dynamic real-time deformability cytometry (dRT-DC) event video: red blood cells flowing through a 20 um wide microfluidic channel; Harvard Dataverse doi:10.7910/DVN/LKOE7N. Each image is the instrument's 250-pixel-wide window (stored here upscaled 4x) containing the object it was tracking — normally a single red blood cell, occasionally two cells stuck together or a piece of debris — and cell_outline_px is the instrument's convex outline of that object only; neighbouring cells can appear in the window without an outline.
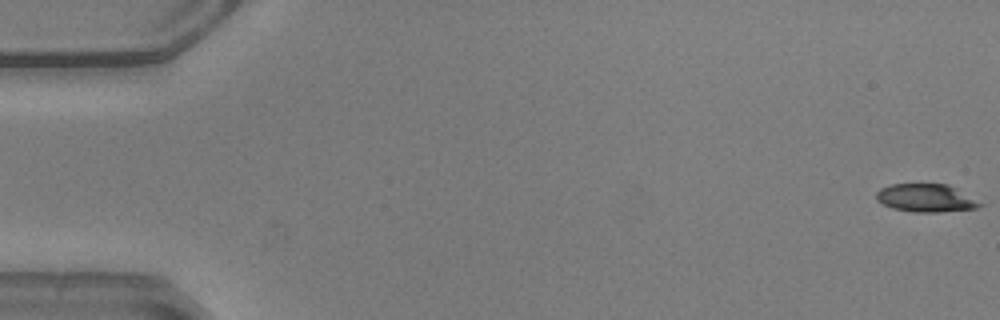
{"species": "common noctule bat (a hibernating species)", "species_latin": "Nyctalus noctula", "temperature_condition": "warm", "stored_images_in_passage": 53, "camera_frame_rate_fps": 3000, "um_per_image_px": 0.085, "animal": {"sex": "male", "body_mass_g": 20.5, "forearm_length_mm": 52.5}, "frame": {"image": 1, "passage_image": 1, "time_ms": 0.0, "image_size_px": [1000, 320], "cell_outline_px": [[984, 204], [976, 208], [940, 212], [912, 212], [892, 208], [876, 200], [876, 192], [880, 188], [892, 184], [948, 184]], "centroid_in_image_um": [78.67, 16.83], "position_along_channel_um": 6.3, "area_um2": 16.82}}
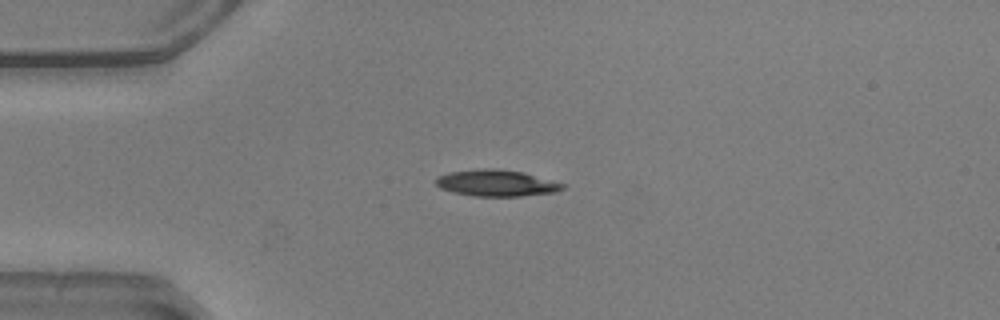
{"frame": {"image": 2, "passage_image": 14, "time_ms": 4.333, "image_size_px": [1000, 320], "cell_outline_px": [[564, 188], [556, 192], [520, 196], [472, 196], [452, 192], [440, 188], [436, 184], [436, 176], [448, 172], [484, 168], [496, 168], [524, 172], [564, 184]], "centroid_in_image_um": [42.16, 15.55], "position_along_channel_um": 42.8, "area_um2": 19.59}}
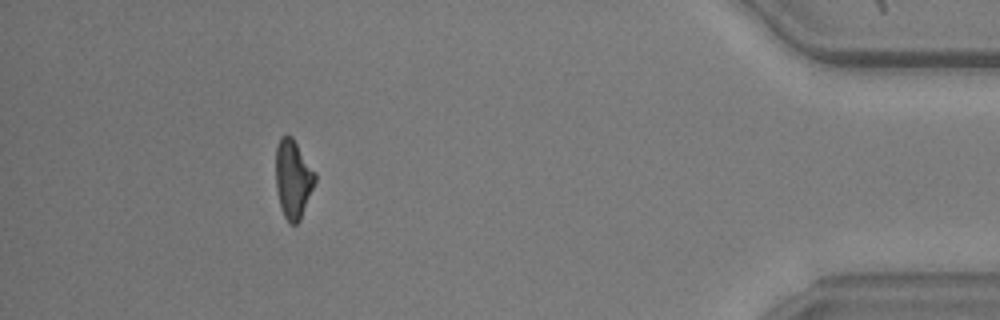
{"frame": {"image": 3, "passage_image": 48, "time_ms": 15.667, "image_size_px": [1000, 320], "cell_outline_px": [[316, 180], [300, 220], [296, 224], [292, 224], [284, 216], [280, 208], [276, 188], [276, 148], [280, 136], [292, 136], [316, 172]], "centroid_in_image_um": [24.91, 15.2], "position_along_channel_um": 410.3, "area_um2": 17.98}, "authors_computed_cell_mechanics": {"area_um2": 18.8428, "velocity_mm_per_s": 3.939, "shape_relaxation_time_tau1_ms": null, "shape_relaxation_time_tau2_ms": 3.4567, "deformation_change_tau1": null, "deformation_change_tau2": 0.1315}}